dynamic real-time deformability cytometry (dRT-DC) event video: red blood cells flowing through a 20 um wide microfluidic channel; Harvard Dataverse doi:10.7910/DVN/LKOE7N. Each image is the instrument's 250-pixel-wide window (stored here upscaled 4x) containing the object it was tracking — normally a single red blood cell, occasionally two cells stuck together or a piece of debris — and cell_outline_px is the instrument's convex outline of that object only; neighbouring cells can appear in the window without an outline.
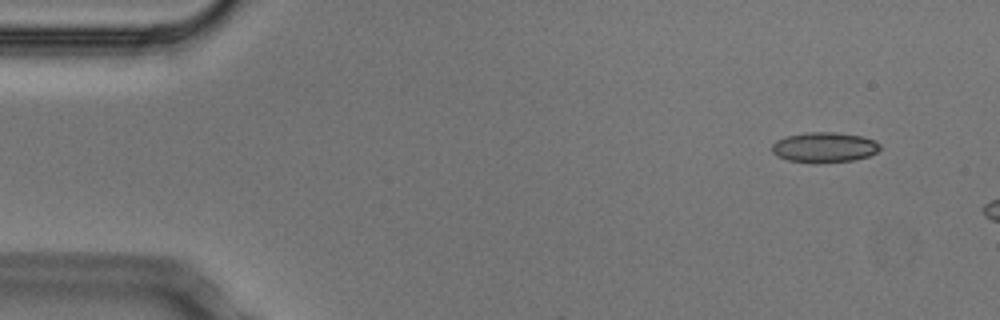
{"species": "Egyptian fruit bat (a non-hibernating species)", "species_latin": "Rousettus aegyptiacus", "temperature_condition": "cold", "stored_images_in_passage": 3, "camera_frame_rate_fps": 3000, "um_per_image_px": 0.085, "animal": {"sex": "male"}, "frame": {"image": 1, "passage_image": 1, "time_ms": 0.0, "image_size_px": [1000, 320], "cell_outline_px": [[880, 148], [876, 152], [868, 156], [852, 160], [788, 160], [776, 156], [772, 152], [772, 144], [776, 140], [784, 136], [808, 132], [836, 132], [864, 136], [880, 144]], "centroid_in_image_um": [70.05, 12.46], "position_along_channel_um": 15.0, "area_um2": 18.32}}